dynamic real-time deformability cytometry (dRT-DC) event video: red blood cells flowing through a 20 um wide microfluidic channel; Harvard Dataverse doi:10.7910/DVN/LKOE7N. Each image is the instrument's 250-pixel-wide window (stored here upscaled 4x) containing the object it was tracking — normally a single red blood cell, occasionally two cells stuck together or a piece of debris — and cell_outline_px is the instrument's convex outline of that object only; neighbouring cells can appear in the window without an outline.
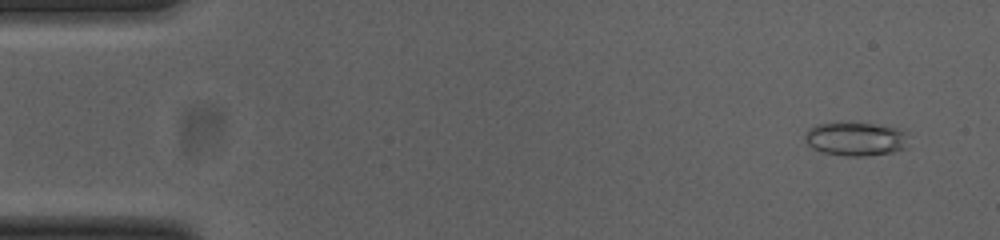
{"species": "common noctule bat (a hibernating species)", "species_latin": "Nyctalus noctula", "temperature_condition": "cold", "stored_images_in_passage": 42, "camera_frame_rate_fps": 3000, "um_per_image_px": 0.085, "animal": {"sex": "female", "body_mass_g": 23.0, "forearm_length_mm": 53.4}, "frame": {"image": 1, "passage_image": 1, "time_ms": 0.0, "image_size_px": [1000, 240], "cell_outline_px": [[908, 148], [892, 152], [864, 156], [844, 156], [824, 152], [812, 148], [804, 140], [804, 136], [808, 128], [816, 124], [836, 120], [852, 120], [896, 128], [908, 132]], "centroid_in_image_um": [72.72, 11.76], "position_along_channel_um": 12.3, "area_um2": 21.33}}
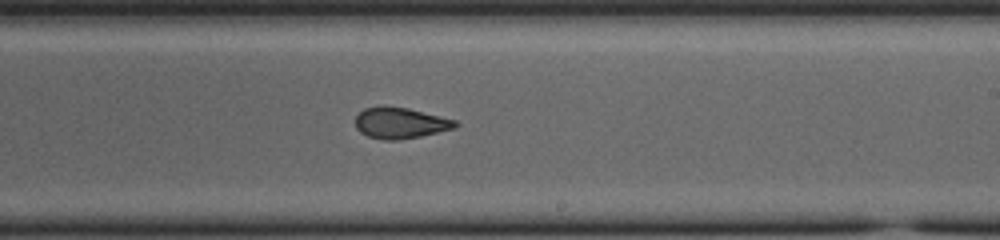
{"frame": {"image": 2, "passage_image": 29, "time_ms": 9.333, "image_size_px": [1000, 240], "cell_outline_px": [[460, 124], [456, 128], [420, 136], [400, 140], [384, 140], [368, 136], [360, 132], [356, 128], [356, 116], [364, 108], [380, 104], [384, 104], [408, 108], [456, 120]], "centroid_in_image_um": [34.01, 10.43], "position_along_channel_um": 255.0, "area_um2": 18.38}}
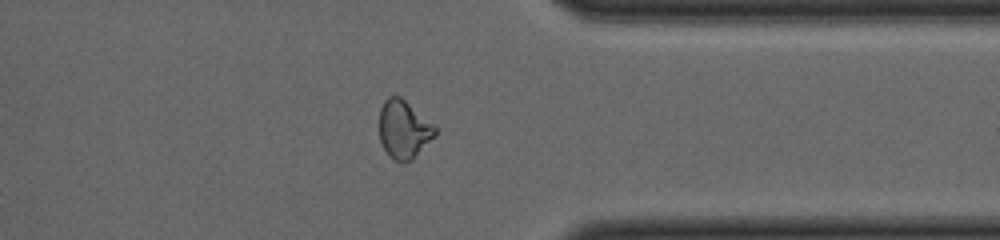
{"frame": {"image": 3, "passage_image": 39, "time_ms": 12.667, "image_size_px": [1000, 240], "cell_outline_px": [[436, 136], [412, 160], [396, 160], [388, 156], [380, 140], [380, 108], [384, 100], [388, 96], [400, 96], [436, 124]], "centroid_in_image_um": [34.35, 10.97], "position_along_channel_um": 377.0, "area_um2": 19.07}, "authors_computed_cell_mechanics": {"area_um2": 19.0451, "velocity_mm_per_s": 3.868, "shape_relaxation_time_tau1_ms": null, "shape_relaxation_time_tau2_ms": 1.278, "deformation_change_tau1": null, "deformation_change_tau2": 0.0714}}